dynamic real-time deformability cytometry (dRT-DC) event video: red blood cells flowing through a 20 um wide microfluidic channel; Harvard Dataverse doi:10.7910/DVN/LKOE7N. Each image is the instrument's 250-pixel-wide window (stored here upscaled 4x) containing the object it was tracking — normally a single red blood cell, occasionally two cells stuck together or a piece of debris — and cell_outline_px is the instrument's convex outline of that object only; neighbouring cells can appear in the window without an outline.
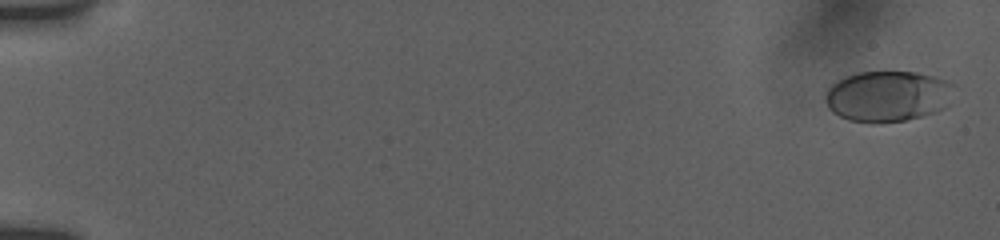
{"species": "human", "species_latin": "Homo sapiens", "temperature_condition": "room temperature", "stored_images_in_passage": 55, "camera_frame_rate_fps": 3000, "um_per_image_px": 0.085, "donor": {"sex": "female"}, "frame": {"image": 1, "passage_image": 2, "time_ms": 0.333, "image_size_px": [1000, 240], "cell_outline_px": [[956, 84], [948, 104], [944, 108], [936, 112], [904, 120], [876, 124], [872, 124], [848, 120], [832, 112], [828, 108], [824, 100], [824, 96], [828, 88], [836, 80], [844, 76], [860, 72], [916, 72], [936, 76], [948, 80]], "centroid_in_image_um": [75.45, 8.18], "position_along_channel_um": 9.5, "area_um2": 38.78}}
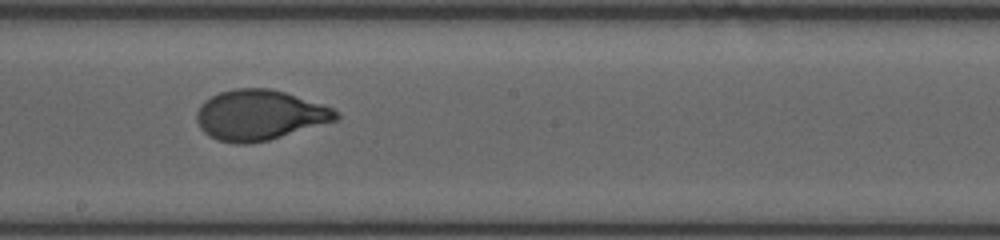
{"frame": {"image": 2, "passage_image": 33, "time_ms": 10.667, "image_size_px": [1000, 240], "cell_outline_px": [[340, 116], [336, 120], [268, 140], [244, 144], [236, 144], [220, 140], [208, 136], [200, 128], [196, 120], [196, 112], [200, 104], [204, 100], [220, 92], [236, 88], [268, 88], [284, 92], [324, 104], [340, 112]], "centroid_in_image_um": [22.04, 9.77], "position_along_channel_um": 226.2, "area_um2": 40.69}}
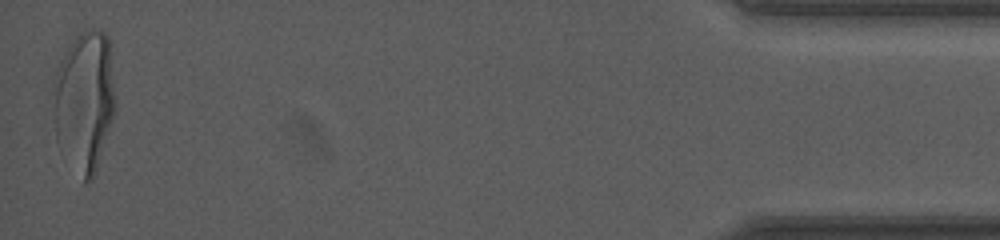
{"frame": {"image": 3, "passage_image": 55, "time_ms": 18.0, "image_size_px": [1000, 240], "cell_outline_px": [[116, 108], [96, 168], [92, 176], [88, 180], [84, 180], [56, 140], [52, 84], [52, 80], [56, 68], [64, 52], [72, 40], [80, 32], [92, 28], [104, 32], [108, 36], [116, 104]], "centroid_in_image_um": [7.16, 8.47], "position_along_channel_um": 428.0, "area_um2": 50.29}, "authors_computed_cell_mechanics": {"area_um2": 40.2288, "velocity_mm_per_s": 3.8351, "shape_relaxation_time_tau1_ms": 3.8002, "shape_relaxation_time_tau2_ms": null, "deformation_change_tau1": 0.1856, "deformation_change_tau2": null}}